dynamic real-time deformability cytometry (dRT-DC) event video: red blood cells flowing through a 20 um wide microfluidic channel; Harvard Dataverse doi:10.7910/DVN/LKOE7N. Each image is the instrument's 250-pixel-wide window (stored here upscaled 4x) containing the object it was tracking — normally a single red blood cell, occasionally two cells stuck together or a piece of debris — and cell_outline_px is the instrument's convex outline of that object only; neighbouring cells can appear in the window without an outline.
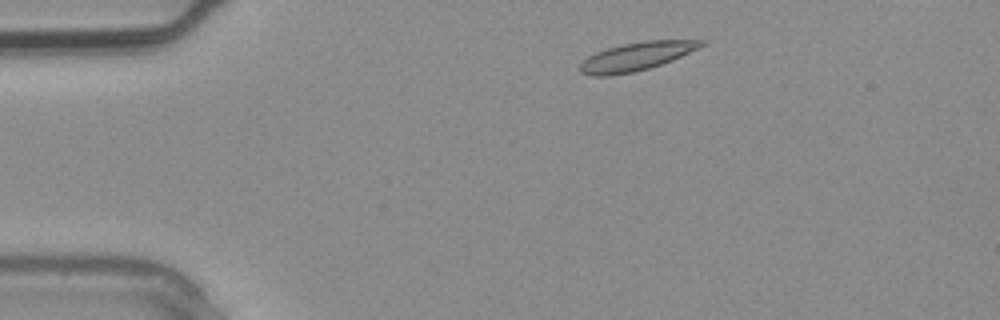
{"species": "common noctule bat (a hibernating species)", "species_latin": "Nyctalus noctula", "temperature_condition": "warm", "stored_images_in_passage": 3, "camera_frame_rate_fps": 3000, "um_per_image_px": 0.085, "animal": {"sex": "male", "body_mass_g": 20.4}, "frame": {"image": 1, "passage_image": 1, "time_ms": 0.0, "image_size_px": [1000, 320], "cell_outline_px": [[708, 40], [704, 44], [672, 60], [648, 68], [632, 72], [608, 76], [592, 76], [580, 72], [580, 64], [588, 56], [596, 52], [608, 48], [624, 44], [648, 40]], "centroid_in_image_um": [54.05, 4.8], "position_along_channel_um": 30.9, "area_um2": 19.59}}